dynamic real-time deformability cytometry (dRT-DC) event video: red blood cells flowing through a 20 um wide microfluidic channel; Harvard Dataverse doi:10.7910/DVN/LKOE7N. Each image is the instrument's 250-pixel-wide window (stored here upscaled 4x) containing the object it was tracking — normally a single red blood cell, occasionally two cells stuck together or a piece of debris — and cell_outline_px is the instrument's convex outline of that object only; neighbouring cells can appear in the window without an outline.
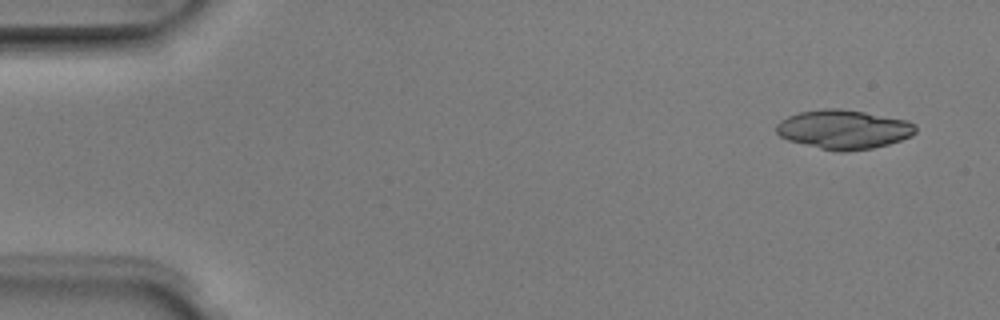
{"species": "Egyptian fruit bat (a non-hibernating species)", "species_latin": "Rousettus aegyptiacus", "temperature_condition": "room temperature", "stored_images_in_passage": 6, "segment_of_instrument_passage": [1, 2], "camera_frame_rate_fps": 3000, "um_per_image_px": 0.085, "animal": {"sex": "male"}, "frame": {"image": 1, "passage_image": 1, "time_ms": 0.0, "image_size_px": [1000, 320], "cell_outline_px": [[916, 132], [912, 136], [888, 144], [872, 148], [844, 152], [840, 152], [820, 148], [788, 140], [780, 136], [776, 132], [776, 124], [780, 120], [788, 116], [800, 112], [824, 108], [840, 108], [864, 112], [908, 120], [916, 124]], "centroid_in_image_um": [71.72, 10.99], "position_along_channel_um": 13.3, "area_um2": 31.79}}